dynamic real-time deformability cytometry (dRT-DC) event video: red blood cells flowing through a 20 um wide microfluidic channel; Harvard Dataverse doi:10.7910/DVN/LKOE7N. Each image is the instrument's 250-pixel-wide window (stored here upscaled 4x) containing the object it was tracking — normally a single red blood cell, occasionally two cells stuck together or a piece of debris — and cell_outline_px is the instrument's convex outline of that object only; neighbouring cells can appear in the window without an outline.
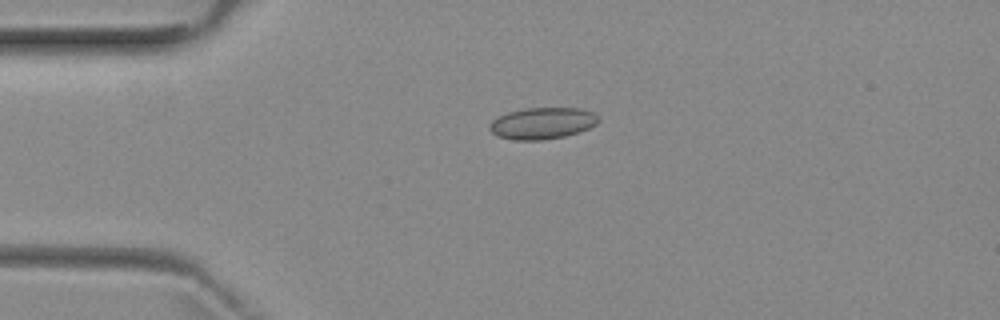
{"species": "common noctule bat (a hibernating species)", "species_latin": "Nyctalus noctula", "temperature_condition": "room temperature", "stored_images_in_passage": 4, "camera_frame_rate_fps": 3000, "um_per_image_px": 0.085, "animal": {"sex": "female", "body_mass_g": 29.2, "forearm_length_mm": 56.3}, "frame": {"image": 1, "passage_image": 3, "time_ms": 2.333, "image_size_px": [1000, 320], "cell_outline_px": [[600, 120], [596, 124], [580, 132], [564, 136], [540, 140], [512, 140], [500, 136], [492, 132], [488, 128], [488, 124], [496, 116], [508, 112], [524, 108], [580, 108], [592, 112]], "centroid_in_image_um": [46.06, 10.47], "position_along_channel_um": 38.9, "area_um2": 20.06}}